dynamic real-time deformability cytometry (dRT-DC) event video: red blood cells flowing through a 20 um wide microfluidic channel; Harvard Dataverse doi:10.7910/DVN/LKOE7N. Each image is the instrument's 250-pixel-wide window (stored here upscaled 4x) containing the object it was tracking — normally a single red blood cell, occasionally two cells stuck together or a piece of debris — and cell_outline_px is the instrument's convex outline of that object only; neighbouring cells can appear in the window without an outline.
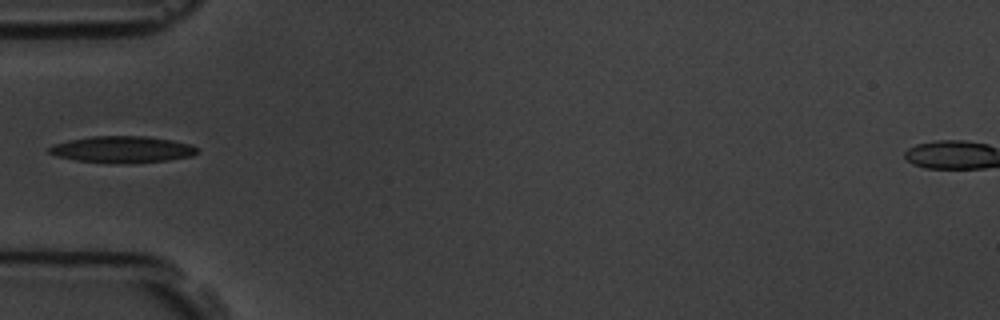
{"species": "common noctule bat (a hibernating species)", "species_latin": "Nyctalus noctula", "temperature_condition": "room temperature", "stored_images_in_passage": 5, "camera_frame_rate_fps": 3000, "um_per_image_px": 0.085, "animal": {"sex": "male", "body_mass_g": 19.5, "forearm_length_mm": 54.6}, "frame": {"image": 1, "passage_image": 5, "time_ms": 4.667, "image_size_px": [1000, 320], "cell_outline_px": [[196, 152], [192, 156], [168, 160], [128, 164], [76, 160], [56, 156], [48, 152], [48, 148], [52, 144], [68, 140], [92, 136], [148, 136], [172, 140], [192, 144], [196, 148]], "centroid_in_image_um": [10.38, 12.7], "position_along_channel_um": 74.6, "area_um2": 23.0}}